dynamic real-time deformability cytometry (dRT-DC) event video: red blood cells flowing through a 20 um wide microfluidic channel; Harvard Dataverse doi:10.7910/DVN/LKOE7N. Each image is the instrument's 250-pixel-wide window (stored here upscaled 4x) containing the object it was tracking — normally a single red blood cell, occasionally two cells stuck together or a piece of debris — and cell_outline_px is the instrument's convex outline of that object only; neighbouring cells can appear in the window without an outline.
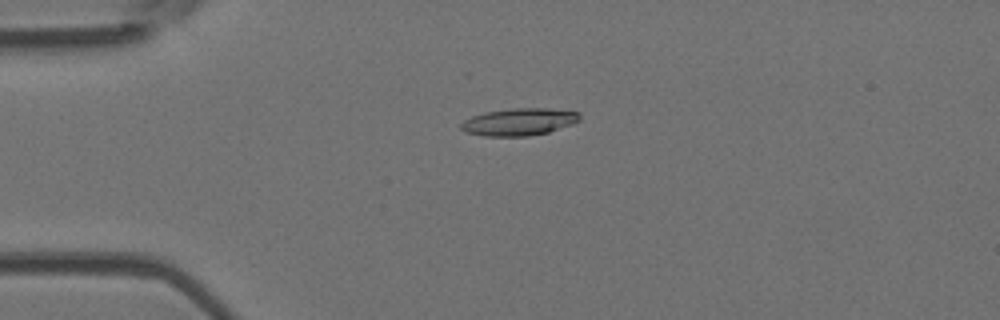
{"species": "Egyptian fruit bat (a non-hibernating species)", "species_latin": "Rousettus aegyptiacus", "temperature_condition": "room temperature", "stored_images_in_passage": 51, "camera_frame_rate_fps": 3000, "um_per_image_px": 0.085, "animal": {"sex": "female"}, "frame": {"image": 1, "passage_image": 13, "time_ms": 4.0, "image_size_px": [1000, 320], "cell_outline_px": [[580, 120], [572, 124], [548, 132], [528, 136], [484, 136], [464, 132], [460, 128], [460, 124], [464, 120], [472, 116], [484, 112], [512, 108], [548, 108], [580, 112]], "centroid_in_image_um": [44.1, 10.35], "position_along_channel_um": 40.9, "area_um2": 18.96}}
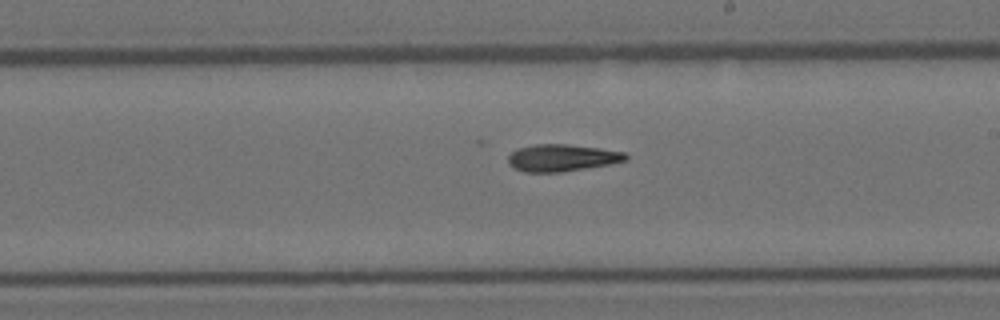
{"frame": {"image": 2, "passage_image": 30, "time_ms": 9.667, "image_size_px": [1000, 320], "cell_outline_px": [[628, 160], [608, 164], [560, 172], [524, 172], [512, 168], [508, 164], [508, 156], [516, 148], [532, 144], [568, 144], [600, 148], [624, 152], [628, 156]], "centroid_in_image_um": [47.71, 13.4], "position_along_channel_um": 241.3, "area_um2": 18.61}}
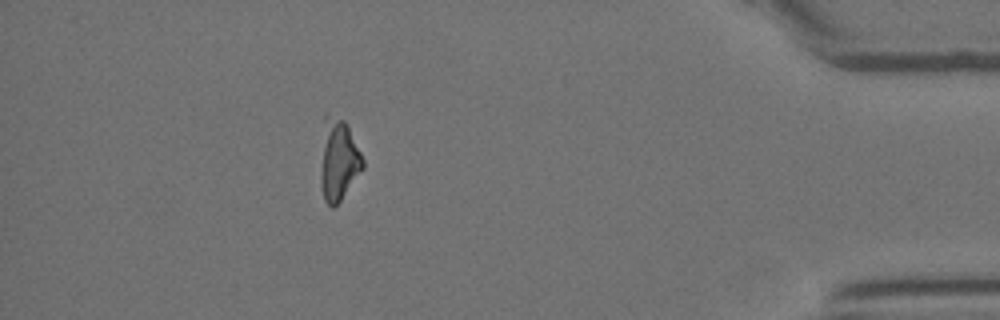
{"frame": {"image": 3, "passage_image": 46, "time_ms": 15.0, "image_size_px": [1000, 320], "cell_outline_px": [[364, 168], [340, 200], [332, 208], [324, 200], [320, 180], [320, 172], [324, 148], [332, 120], [344, 120], [364, 160]], "centroid_in_image_um": [28.85, 13.85], "position_along_channel_um": 406.3, "area_um2": 17.98}}